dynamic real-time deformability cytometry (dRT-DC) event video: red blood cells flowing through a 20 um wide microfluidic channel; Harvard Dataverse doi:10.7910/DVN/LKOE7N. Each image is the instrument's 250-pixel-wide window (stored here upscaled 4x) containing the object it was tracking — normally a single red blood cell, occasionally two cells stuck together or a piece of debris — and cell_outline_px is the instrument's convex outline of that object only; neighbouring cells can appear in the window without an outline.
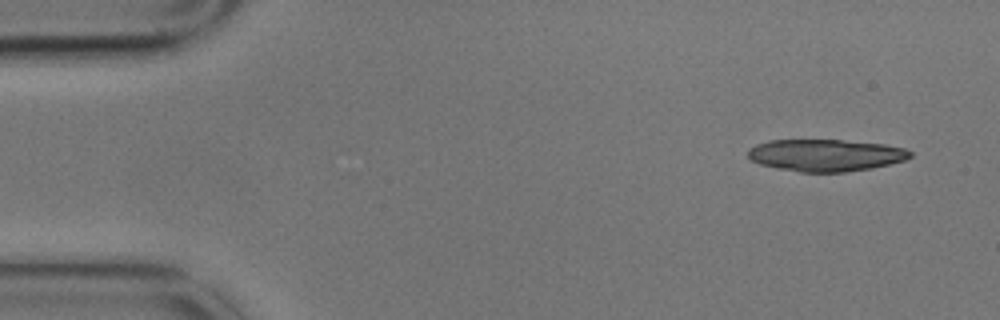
{"species": "common noctule bat (a hibernating species)", "species_latin": "Nyctalus noctula", "temperature_condition": "cold", "stored_images_in_passage": 3, "camera_frame_rate_fps": 3000, "um_per_image_px": 0.085, "animal": {"sex": "male", "body_mass_g": 17.9}, "frame": {"image": 1, "passage_image": 1, "time_ms": 0.0, "image_size_px": [1000, 320], "cell_outline_px": [[912, 156], [904, 160], [872, 168], [844, 172], [800, 172], [760, 164], [752, 160], [748, 156], [748, 148], [756, 144], [768, 140], [840, 140], [884, 144], [904, 148], [912, 152]], "centroid_in_image_um": [70.17, 13.19], "position_along_channel_um": 14.8, "area_um2": 30.11}}